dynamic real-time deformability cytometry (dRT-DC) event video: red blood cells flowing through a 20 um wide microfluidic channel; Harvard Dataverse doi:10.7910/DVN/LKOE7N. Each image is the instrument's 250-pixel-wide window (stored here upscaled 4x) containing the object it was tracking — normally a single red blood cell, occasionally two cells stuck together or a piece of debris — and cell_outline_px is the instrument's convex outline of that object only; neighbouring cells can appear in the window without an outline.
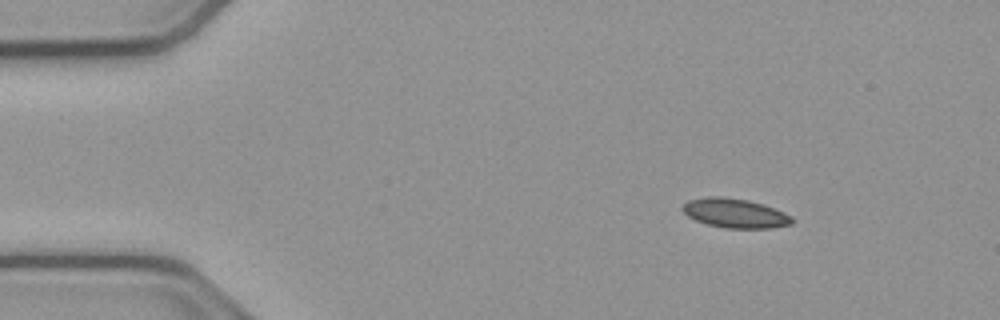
{"species": "common noctule bat (a hibernating species)", "species_latin": "Nyctalus noctula", "temperature_condition": "cold", "stored_images_in_passage": 53, "camera_frame_rate_fps": 3000, "um_per_image_px": 0.085, "animal": {"sex": "male", "body_mass_g": 23.1, "forearm_length_mm": 52.7}, "frame": {"image": 1, "passage_image": 7, "time_ms": 2.0, "image_size_px": [1000, 320], "cell_outline_px": [[792, 224], [772, 228], [724, 228], [708, 224], [696, 220], [688, 216], [680, 208], [688, 200], [708, 196], [724, 196], [748, 200], [764, 204], [784, 212], [792, 216]], "centroid_in_image_um": [62.48, 18.11], "position_along_channel_um": 22.5, "area_um2": 18.79}}
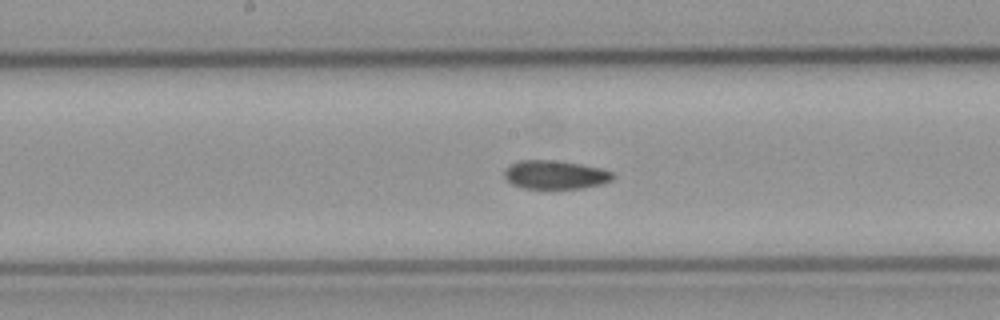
{"frame": {"image": 2, "passage_image": 27, "time_ms": 8.667, "image_size_px": [1000, 320], "cell_outline_px": [[616, 176], [612, 180], [604, 184], [584, 188], [524, 188], [512, 184], [504, 176], [504, 168], [520, 160], [552, 160], [580, 164], [600, 168], [612, 172]], "centroid_in_image_um": [47.22, 14.85], "position_along_channel_um": 201.0, "area_um2": 18.09}}
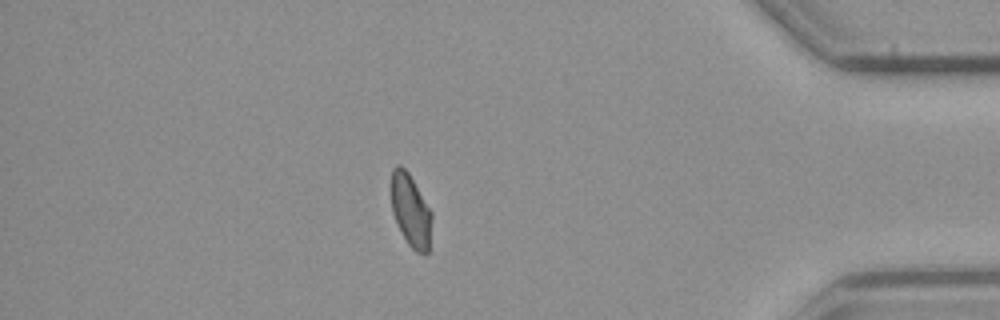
{"frame": {"image": 3, "passage_image": 46, "time_ms": 15.0, "image_size_px": [1000, 320], "cell_outline_px": [[432, 220], [428, 252], [416, 252], [408, 244], [392, 212], [392, 168], [396, 164], [400, 164], [408, 172], [432, 212]], "centroid_in_image_um": [34.92, 17.87], "position_along_channel_um": 400.3, "area_um2": 16.82}, "authors_computed_cell_mechanics": {"area_um2": 18.2648, "velocity_mm_per_s": 3.8117, "shape_relaxation_time_tau1_ms": null, "shape_relaxation_time_tau2_ms": 6.8573, "deformation_change_tau1": null, "deformation_change_tau2": 0.1057}}